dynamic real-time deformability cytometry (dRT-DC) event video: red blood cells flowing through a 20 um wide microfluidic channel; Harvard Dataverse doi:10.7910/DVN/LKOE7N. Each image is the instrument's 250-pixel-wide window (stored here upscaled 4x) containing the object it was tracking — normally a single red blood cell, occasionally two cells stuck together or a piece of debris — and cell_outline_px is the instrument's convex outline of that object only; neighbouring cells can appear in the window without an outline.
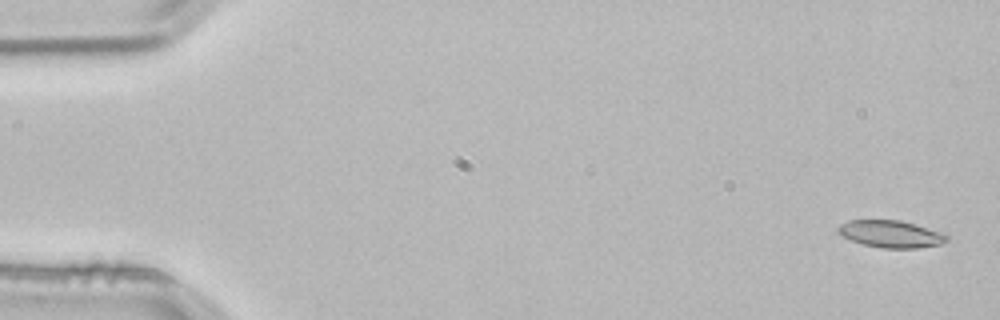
{"species": "common noctule bat (a hibernating species)", "species_latin": "Nyctalus noctula", "temperature_condition": "room temperature", "stored_images_in_passage": 4, "camera_frame_rate_fps": 3000, "um_per_image_px": 0.085, "animal": {"sex": "male", "body_mass_g": 21.5, "forearm_length_mm": 52.0}, "frame": {"image": 1, "passage_image": 1, "time_ms": 0.0, "image_size_px": [1000, 320], "cell_outline_px": [[948, 240], [940, 244], [916, 248], [880, 248], [864, 244], [852, 240], [836, 232], [836, 228], [840, 224], [848, 220], [900, 220], [916, 224], [944, 232], [948, 236]], "centroid_in_image_um": [75.73, 19.88], "position_along_channel_um": 9.3, "area_um2": 17.28}}
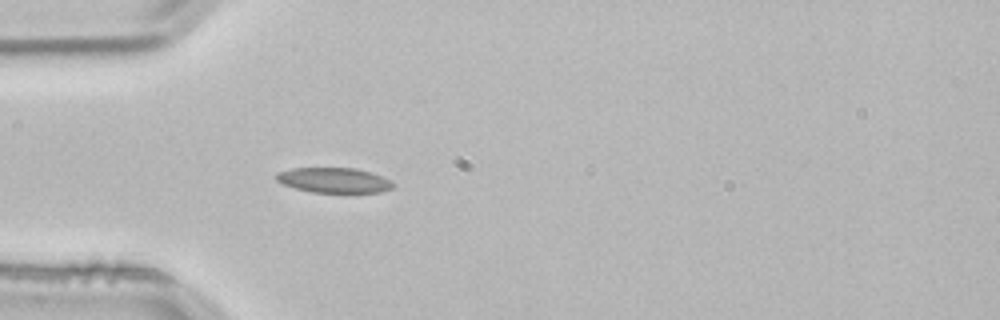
{"frame": {"image": 2, "passage_image": 4, "time_ms": 1.0, "image_size_px": [1000, 320], "cell_outline_px": [[392, 188], [380, 192], [312, 192], [296, 188], [284, 184], [276, 180], [276, 172], [292, 168], [356, 168], [372, 172], [392, 180]], "centroid_in_image_um": [28.39, 15.3], "position_along_channel_um": 56.6, "area_um2": 16.99}}